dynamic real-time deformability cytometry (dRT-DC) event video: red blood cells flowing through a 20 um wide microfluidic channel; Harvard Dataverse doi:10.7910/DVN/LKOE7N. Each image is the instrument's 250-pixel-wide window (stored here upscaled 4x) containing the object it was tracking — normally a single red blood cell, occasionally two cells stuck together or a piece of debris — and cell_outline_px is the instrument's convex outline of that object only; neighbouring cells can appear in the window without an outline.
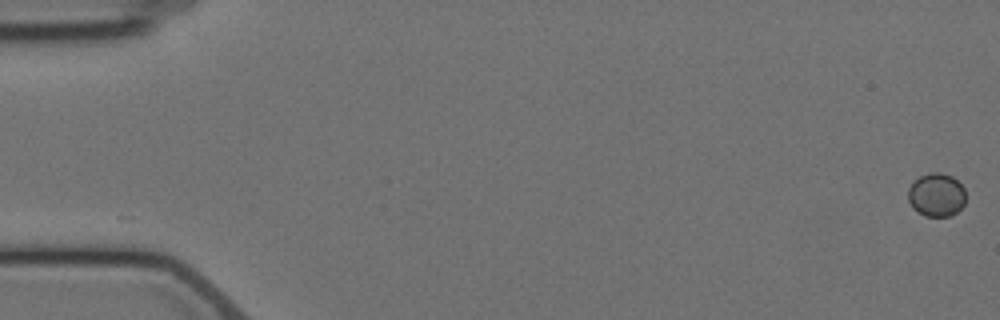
{"species": "Egyptian fruit bat (a non-hibernating species)", "species_latin": "Rousettus aegyptiacus", "temperature_condition": "cold", "stored_images_in_passage": 6, "camera_frame_rate_fps": 3000, "um_per_image_px": 0.085, "animal": {"sex": "female"}, "frame": {"image": 1, "passage_image": 1, "time_ms": 0.0, "image_size_px": [1000, 320], "cell_outline_px": [[964, 204], [952, 216], [924, 216], [912, 208], [908, 200], [908, 188], [912, 180], [928, 172], [940, 172], [952, 176], [964, 188]], "centroid_in_image_um": [79.55, 16.55], "position_along_channel_um": 5.4, "area_um2": 14.74}}
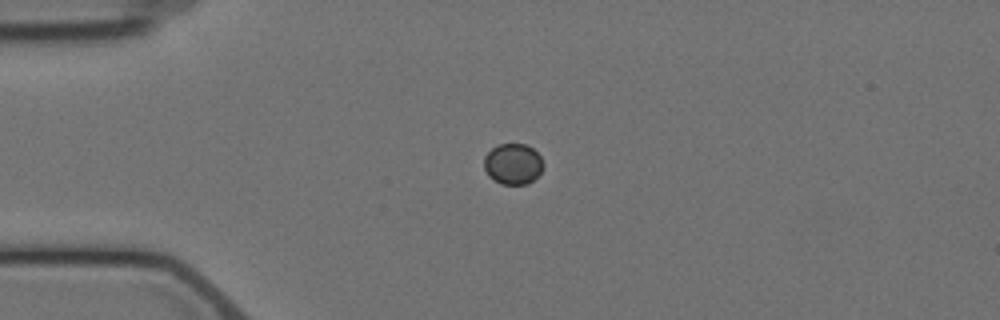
{"frame": {"image": 2, "passage_image": 5, "time_ms": 4.667, "image_size_px": [1000, 320], "cell_outline_px": [[544, 168], [528, 184], [500, 184], [488, 176], [484, 168], [484, 156], [492, 148], [500, 144], [524, 144], [532, 148], [540, 156], [544, 164]], "centroid_in_image_um": [43.59, 13.94], "position_along_channel_um": 41.4, "area_um2": 14.1}}